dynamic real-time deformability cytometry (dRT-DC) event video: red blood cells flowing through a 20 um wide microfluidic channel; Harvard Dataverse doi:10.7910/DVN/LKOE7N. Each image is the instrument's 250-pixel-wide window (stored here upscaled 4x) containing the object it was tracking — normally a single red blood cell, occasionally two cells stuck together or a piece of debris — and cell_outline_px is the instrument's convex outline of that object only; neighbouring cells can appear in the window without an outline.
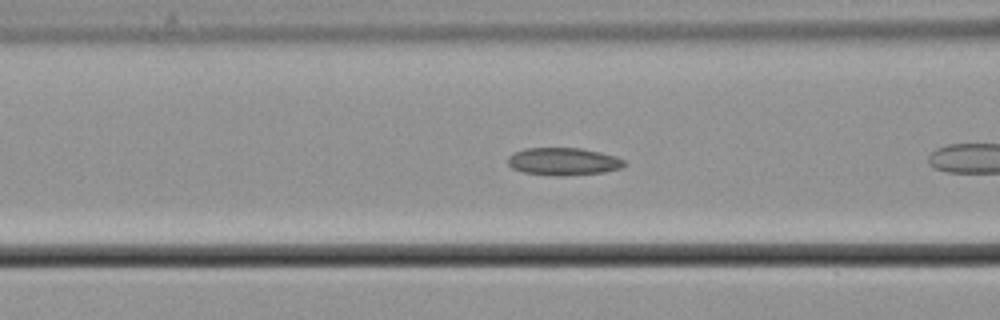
{"species": "common noctule bat (a hibernating species)", "species_latin": "Nyctalus noctula", "temperature_condition": "cold", "stored_images_in_passage": 12, "camera_frame_rate_fps": 3000, "um_per_image_px": 0.085, "animal": {"sex": "male", "body_mass_g": 21.5, "forearm_length_mm": 52.0}, "frame": {"image": 1, "passage_image": 6, "time_ms": 1.667, "image_size_px": [1000, 320], "cell_outline_px": [[628, 164], [620, 168], [604, 172], [560, 176], [556, 176], [520, 172], [512, 168], [508, 164], [508, 156], [512, 152], [524, 148], [580, 148], [600, 152], [616, 156], [624, 160]], "centroid_in_image_um": [47.86, 13.72], "position_along_channel_um": 118.7, "area_um2": 18.9}}
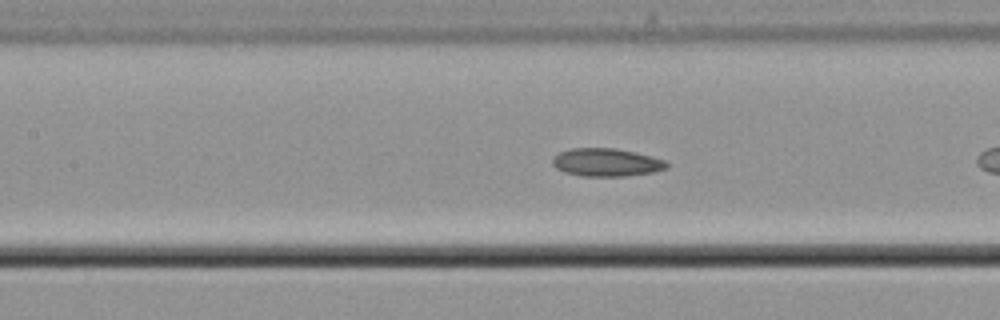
{"frame": {"image": 2, "passage_image": 9, "time_ms": 2.667, "image_size_px": [1000, 320], "cell_outline_px": [[668, 168], [652, 172], [624, 176], [580, 176], [564, 172], [556, 168], [552, 164], [552, 160], [560, 152], [572, 148], [616, 148], [664, 160], [668, 164]], "centroid_in_image_um": [51.51, 13.81], "position_along_channel_um": 155.9, "area_um2": 18.38}}